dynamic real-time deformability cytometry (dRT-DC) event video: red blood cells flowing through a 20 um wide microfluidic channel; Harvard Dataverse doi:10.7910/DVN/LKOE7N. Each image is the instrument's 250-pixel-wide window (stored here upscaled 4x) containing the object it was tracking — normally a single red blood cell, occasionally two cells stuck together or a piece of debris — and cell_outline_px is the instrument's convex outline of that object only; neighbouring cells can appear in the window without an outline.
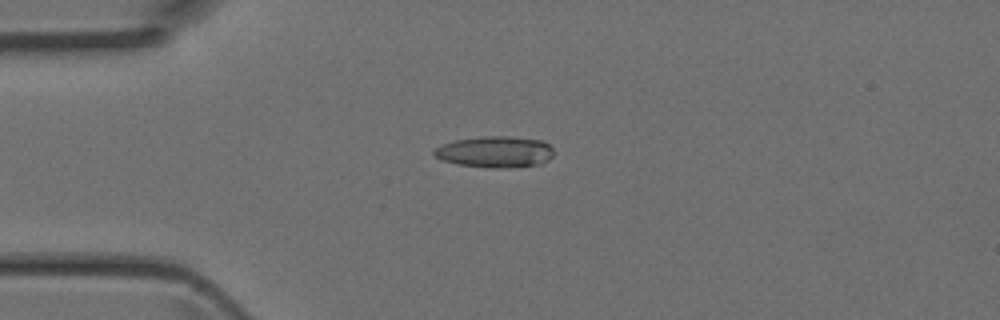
{"species": "Egyptian fruit bat (a non-hibernating species)", "species_latin": "Rousettus aegyptiacus", "temperature_condition": "room temperature", "stored_images_in_passage": 5, "camera_frame_rate_fps": 3000, "um_per_image_px": 0.085, "animal": {"sex": "female"}, "frame": {"image": 1, "passage_image": 4, "time_ms": 1.0, "image_size_px": [1000, 320], "cell_outline_px": [[552, 156], [544, 164], [508, 168], [492, 168], [460, 164], [440, 160], [432, 152], [440, 144], [456, 140], [480, 136], [508, 136], [540, 140], [548, 144], [552, 148]], "centroid_in_image_um": [42.08, 12.91], "position_along_channel_um": 42.9, "area_um2": 21.91}}